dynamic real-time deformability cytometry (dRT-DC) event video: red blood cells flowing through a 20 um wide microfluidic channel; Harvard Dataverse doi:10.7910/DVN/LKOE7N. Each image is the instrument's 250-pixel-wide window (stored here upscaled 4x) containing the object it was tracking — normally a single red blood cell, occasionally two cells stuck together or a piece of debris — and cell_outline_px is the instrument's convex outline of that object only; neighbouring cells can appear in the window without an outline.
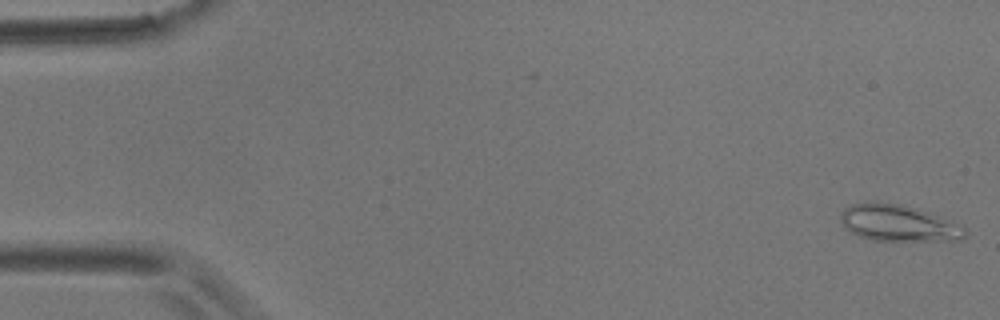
{"species": "common noctule bat (a hibernating species)", "species_latin": "Nyctalus noctula", "temperature_condition": "room temperature", "stored_images_in_passage": 11, "camera_frame_rate_fps": 3000, "um_per_image_px": 0.085, "animal": {"sex": "male", "body_mass_g": 17.9}, "frame": {"image": 1, "passage_image": 1, "time_ms": 0.0, "image_size_px": [1000, 320], "cell_outline_px": [[968, 236], [960, 240], [872, 240], [860, 236], [844, 228], [840, 220], [840, 212], [844, 208], [852, 204], [872, 200], [876, 200], [900, 204], [928, 212], [964, 224], [968, 232]], "centroid_in_image_um": [76.39, 18.94], "position_along_channel_um": 8.6, "area_um2": 26.93}}
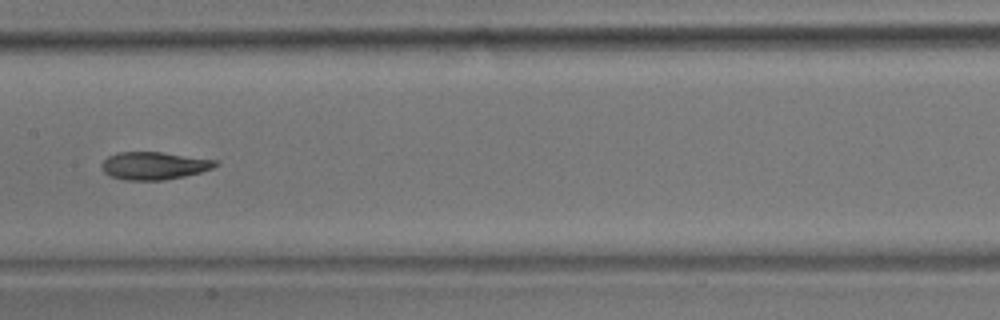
{"frame": {"image": 2, "passage_image": 8, "time_ms": 9.0, "image_size_px": [1000, 320], "cell_outline_px": [[220, 164], [212, 168], [200, 172], [184, 176], [164, 180], [124, 180], [108, 176], [100, 168], [100, 164], [108, 156], [116, 152], [160, 152], [216, 160]], "centroid_in_image_um": [13.04, 14.09], "position_along_channel_um": 194.4, "area_um2": 18.44}}
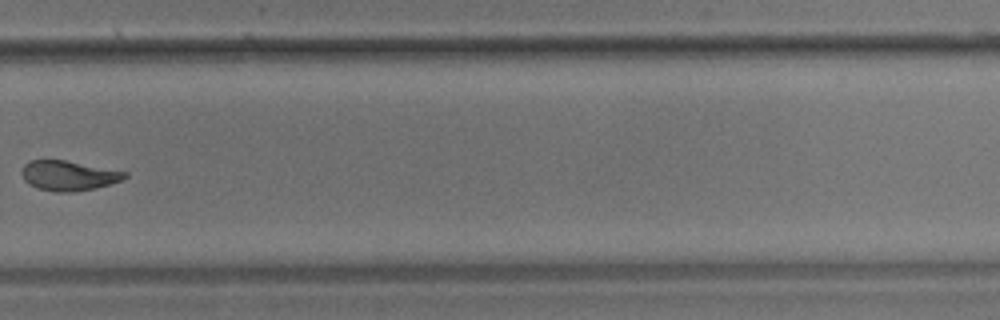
{"frame": {"image": 3, "passage_image": 11, "time_ms": 12.667, "image_size_px": [1000, 320], "cell_outline_px": [[128, 176], [120, 180], [108, 184], [92, 188], [72, 192], [56, 192], [40, 188], [28, 184], [24, 180], [20, 172], [24, 164], [32, 160], [64, 160], [128, 172]], "centroid_in_image_um": [5.79, 14.92], "position_along_channel_um": 324.0, "area_um2": 17.69}}